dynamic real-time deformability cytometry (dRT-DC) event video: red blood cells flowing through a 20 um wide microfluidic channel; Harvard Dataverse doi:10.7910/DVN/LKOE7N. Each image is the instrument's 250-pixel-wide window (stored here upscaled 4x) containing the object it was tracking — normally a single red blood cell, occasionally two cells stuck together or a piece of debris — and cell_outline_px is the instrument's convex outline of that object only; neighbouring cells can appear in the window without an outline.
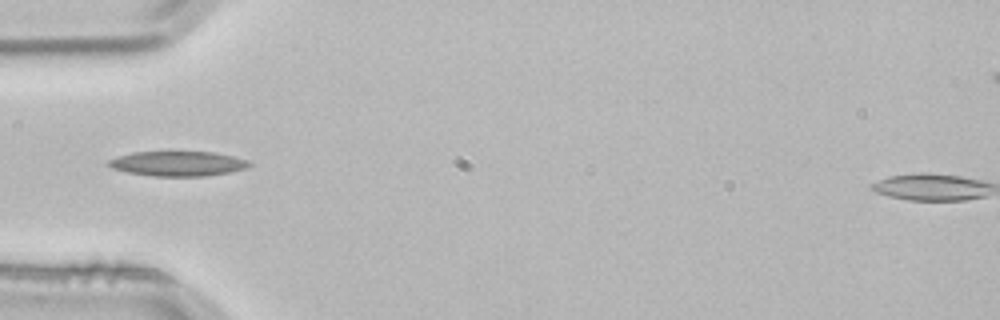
{"species": "common noctule bat (a hibernating species)", "species_latin": "Nyctalus noctula", "temperature_condition": "room temperature", "stored_images_in_passage": 3, "camera_frame_rate_fps": 3000, "um_per_image_px": 0.085, "animal": {"sex": "male", "body_mass_g": 21.5, "forearm_length_mm": 52.0}, "frame": {"image": 1, "passage_image": 3, "time_ms": 0.667, "image_size_px": [1000, 320], "cell_outline_px": [[252, 164], [248, 168], [232, 172], [208, 176], [152, 176], [128, 172], [112, 168], [104, 164], [108, 160], [132, 152], [168, 148], [216, 152], [248, 160]], "centroid_in_image_um": [15.12, 13.85], "position_along_channel_um": 69.9, "area_um2": 21.73}}